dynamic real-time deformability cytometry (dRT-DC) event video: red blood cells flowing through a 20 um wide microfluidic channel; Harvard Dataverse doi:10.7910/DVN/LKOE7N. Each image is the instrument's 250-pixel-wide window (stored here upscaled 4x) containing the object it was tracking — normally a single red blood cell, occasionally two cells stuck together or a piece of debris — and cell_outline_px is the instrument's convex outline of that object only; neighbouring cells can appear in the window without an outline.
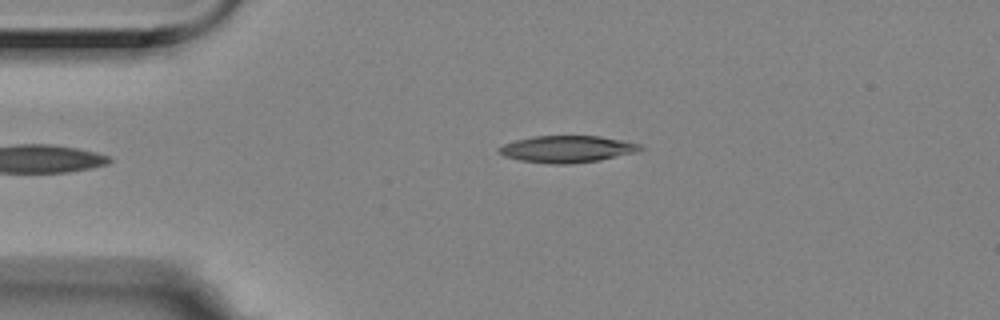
{"species": "Egyptian fruit bat (a non-hibernating species)", "species_latin": "Rousettus aegyptiacus", "temperature_condition": "room temperature", "stored_images_in_passage": 5, "camera_frame_rate_fps": 3000, "um_per_image_px": 0.085, "animal": {"sex": "female"}, "frame": {"image": 1, "passage_image": 5, "time_ms": 1.333, "image_size_px": [1000, 320], "cell_outline_px": [[644, 148], [640, 152], [600, 160], [568, 164], [552, 164], [520, 160], [504, 156], [496, 152], [496, 148], [504, 144], [516, 140], [532, 136], [600, 136], [640, 144]], "centroid_in_image_um": [48.2, 12.67], "position_along_channel_um": 36.8, "area_um2": 22.25}}